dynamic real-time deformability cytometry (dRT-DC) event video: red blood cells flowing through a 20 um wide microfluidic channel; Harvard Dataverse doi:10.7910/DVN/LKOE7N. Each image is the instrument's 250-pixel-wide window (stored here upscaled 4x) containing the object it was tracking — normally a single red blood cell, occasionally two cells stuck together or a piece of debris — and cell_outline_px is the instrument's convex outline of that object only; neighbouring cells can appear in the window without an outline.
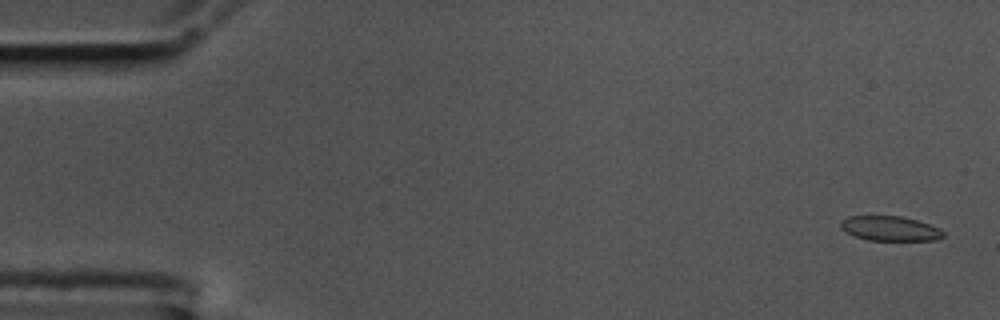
{"species": "common noctule bat (a hibernating species)", "species_latin": "Nyctalus noctula", "temperature_condition": "cold", "stored_images_in_passage": 58, "camera_frame_rate_fps": 3000, "um_per_image_px": 0.085, "animal": {"sex": "male", "body_mass_g": 17.5, "forearm_length_mm": 52.3}, "frame": {"image": 1, "passage_image": 2, "time_ms": 0.333, "image_size_px": [1000, 320], "cell_outline_px": [[944, 236], [936, 240], [868, 240], [856, 236], [840, 228], [840, 220], [848, 216], [900, 216], [916, 220], [940, 228], [944, 232]], "centroid_in_image_um": [75.65, 19.42], "position_along_channel_um": 9.4, "area_um2": 14.68}}
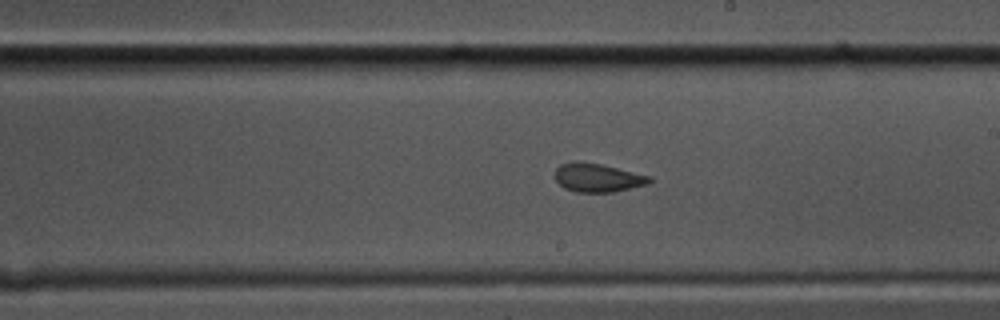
{"frame": {"image": 2, "passage_image": 33, "time_ms": 10.667, "image_size_px": [1000, 320], "cell_outline_px": [[652, 180], [648, 184], [612, 192], [576, 192], [564, 188], [556, 180], [556, 168], [560, 164], [572, 160], [576, 160], [604, 164], [652, 176]], "centroid_in_image_um": [50.8, 15.08], "position_along_channel_um": 238.2, "area_um2": 16.01}}
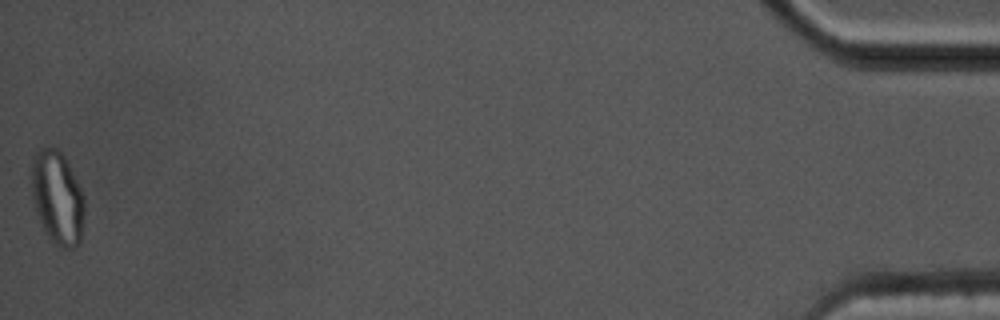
{"frame": {"image": 3, "passage_image": 58, "time_ms": 19.0, "image_size_px": [1000, 320], "cell_outline_px": [[84, 216], [80, 244], [72, 248], [64, 248], [56, 244], [44, 232], [36, 212], [32, 196], [32, 156], [40, 148], [56, 148], [68, 160], [84, 196]], "centroid_in_image_um": [4.89, 16.8], "position_along_channel_um": 430.3, "area_um2": 28.96}, "authors_computed_cell_mechanics": {"area_um2": 16.2707, "velocity_mm_per_s": 3.4725, "shape_relaxation_time_tau1_ms": null, "shape_relaxation_time_tau2_ms": 1.3006, "deformation_change_tau1": null, "deformation_change_tau2": 0.0644}}